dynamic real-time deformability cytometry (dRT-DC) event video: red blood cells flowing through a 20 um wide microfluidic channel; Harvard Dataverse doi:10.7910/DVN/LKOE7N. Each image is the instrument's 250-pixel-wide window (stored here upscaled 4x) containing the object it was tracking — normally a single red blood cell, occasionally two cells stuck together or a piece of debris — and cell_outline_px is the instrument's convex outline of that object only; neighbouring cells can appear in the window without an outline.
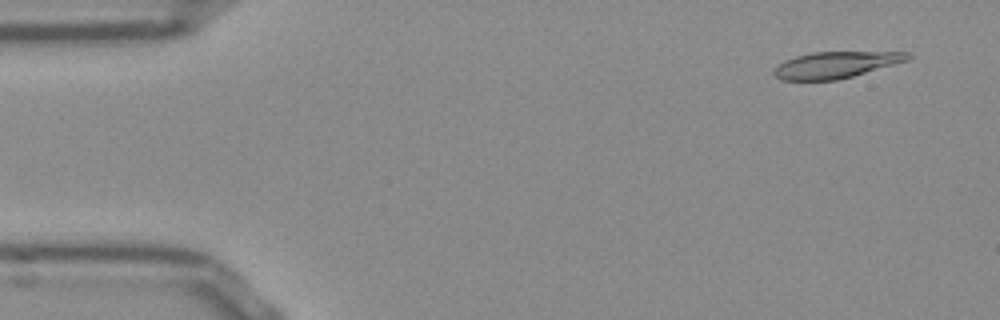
{"species": "Egyptian fruit bat (a non-hibernating species)", "species_latin": "Rousettus aegyptiacus", "temperature_condition": "room temperature", "stored_images_in_passage": 52, "camera_frame_rate_fps": 3000, "um_per_image_px": 0.085, "frame": {"image": 1, "passage_image": 3, "time_ms": 0.667, "image_size_px": [1000, 320], "cell_outline_px": [[912, 56], [908, 60], [852, 76], [836, 80], [780, 80], [772, 72], [784, 60], [796, 56], [812, 52], [912, 52]], "centroid_in_image_um": [71.04, 5.5], "position_along_channel_um": 14.0, "area_um2": 20.4}}
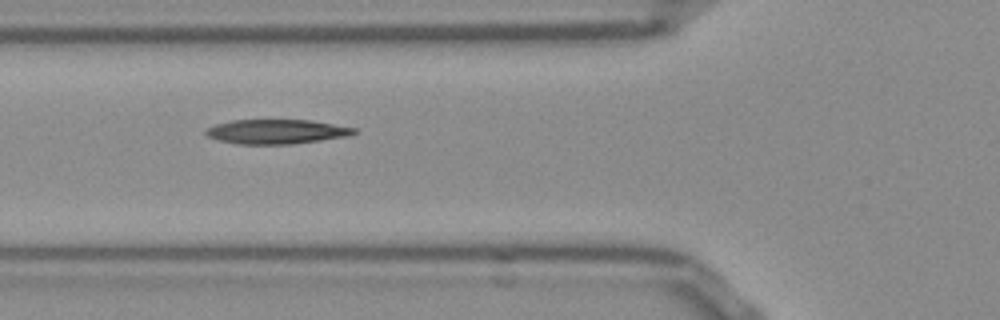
{"frame": {"image": 2, "passage_image": 18, "time_ms": 5.667, "image_size_px": [1000, 320], "cell_outline_px": [[360, 132], [348, 136], [292, 144], [236, 144], [220, 140], [208, 136], [204, 132], [208, 128], [216, 124], [232, 120], [312, 120], [356, 128]], "centroid_in_image_um": [23.54, 11.18], "position_along_channel_um": 102.3, "area_um2": 21.1}}
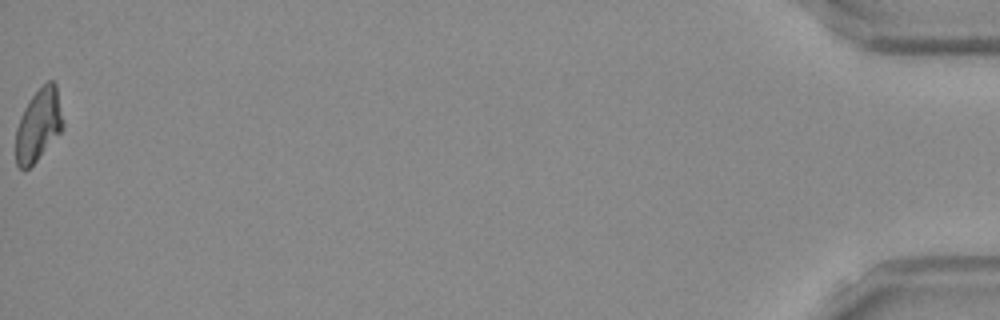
{"frame": {"image": 3, "passage_image": 52, "time_ms": 17.0, "image_size_px": [1000, 320], "cell_outline_px": [[64, 128], [36, 160], [28, 168], [20, 168], [16, 164], [16, 128], [20, 116], [28, 100], [48, 80], [52, 80], [56, 84], [64, 120]], "centroid_in_image_um": [3.28, 10.59], "position_along_channel_um": 431.9, "area_um2": 19.77}, "authors_computed_cell_mechanics": {"area_um2": 21.0103, "velocity_mm_per_s": 3.8392, "shape_relaxation_time_tau1_ms": null, "shape_relaxation_time_tau2_ms": 10.7381, "deformation_change_tau1": null, "deformation_change_tau2": 0.2241}}